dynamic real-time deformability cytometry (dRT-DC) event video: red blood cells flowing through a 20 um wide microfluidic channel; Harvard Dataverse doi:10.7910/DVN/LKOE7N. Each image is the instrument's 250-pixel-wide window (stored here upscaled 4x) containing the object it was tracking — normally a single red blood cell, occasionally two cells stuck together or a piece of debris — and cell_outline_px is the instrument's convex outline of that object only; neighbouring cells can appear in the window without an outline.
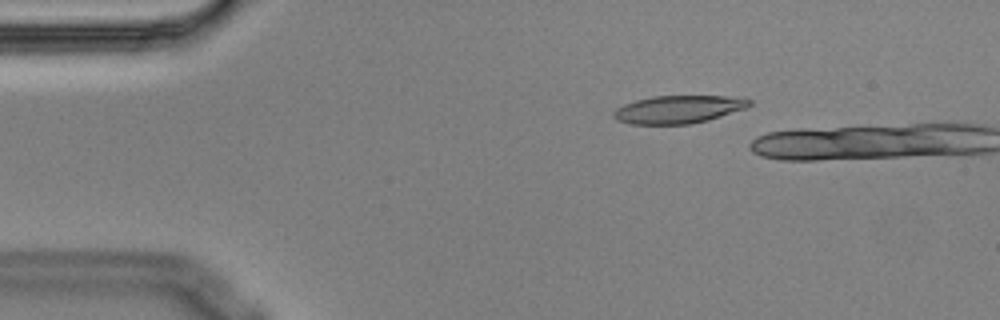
{"species": "Egyptian fruit bat (a non-hibernating species)", "species_latin": "Rousettus aegyptiacus", "temperature_condition": "cold", "stored_images_in_passage": 3, "camera_frame_rate_fps": 3000, "um_per_image_px": 0.085, "animal": {"sex": "male"}, "frame": {"image": 1, "passage_image": 2, "time_ms": 0.333, "image_size_px": [1000, 320], "cell_outline_px": [[752, 104], [744, 108], [708, 120], [692, 124], [628, 124], [616, 120], [612, 116], [612, 112], [616, 108], [624, 104], [636, 100], [652, 96], [728, 96], [752, 100]], "centroid_in_image_um": [57.6, 9.3], "position_along_channel_um": 27.4, "area_um2": 22.02}}